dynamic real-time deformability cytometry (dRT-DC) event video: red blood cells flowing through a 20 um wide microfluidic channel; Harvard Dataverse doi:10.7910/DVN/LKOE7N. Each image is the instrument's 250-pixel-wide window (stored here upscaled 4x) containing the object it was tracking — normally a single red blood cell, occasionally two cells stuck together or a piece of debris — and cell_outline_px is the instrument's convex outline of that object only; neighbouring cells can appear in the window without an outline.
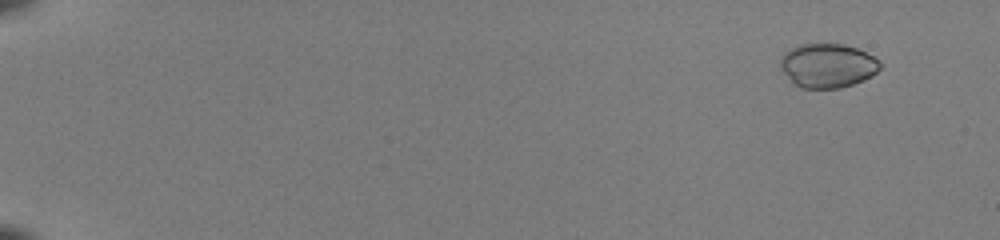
{"species": "common noctule bat (a hibernating species)", "species_latin": "Nyctalus noctula", "temperature_condition": "room temperature", "stored_images_in_passage": 53, "camera_frame_rate_fps": 3000, "um_per_image_px": 0.085, "animal": {"sex": "female", "body_mass_g": 22.0, "forearm_length_mm": 56.7}, "frame": {"image": 1, "passage_image": 5, "time_ms": 1.333, "image_size_px": [1000, 240], "cell_outline_px": [[884, 64], [872, 76], [864, 80], [840, 88], [800, 88], [792, 84], [780, 68], [780, 60], [784, 52], [800, 44], [844, 44], [860, 48], [880, 60]], "centroid_in_image_um": [70.37, 5.57], "position_along_channel_um": 14.6, "area_um2": 26.07}}
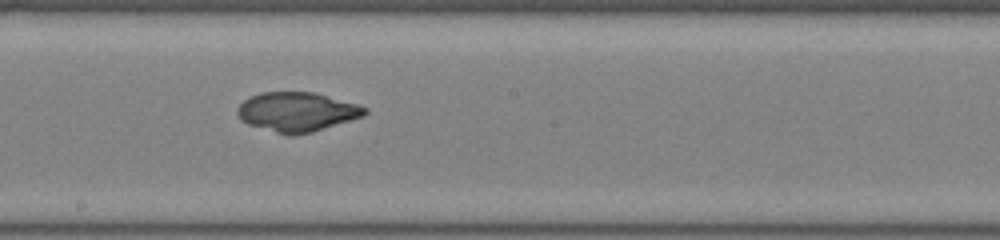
{"frame": {"image": 2, "passage_image": 33, "time_ms": 10.667, "image_size_px": [1000, 240], "cell_outline_px": [[368, 112], [364, 116], [312, 132], [292, 136], [288, 136], [248, 124], [240, 120], [236, 112], [236, 108], [248, 96], [260, 92], [312, 92], [356, 104], [368, 108]], "centroid_in_image_um": [25.2, 9.51], "position_along_channel_um": 223.0, "area_um2": 29.25}}
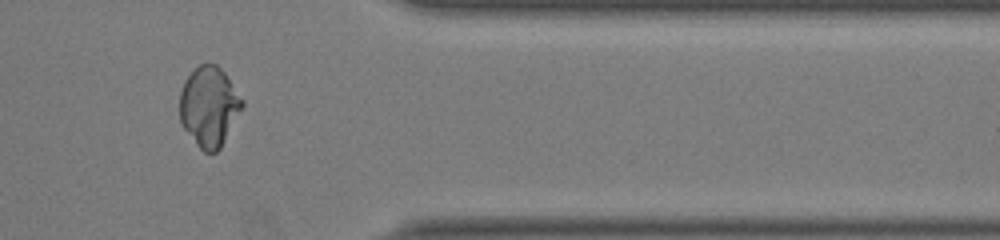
{"frame": {"image": 3, "passage_image": 46, "time_ms": 15.0, "image_size_px": [1000, 240], "cell_outline_px": [[244, 108], [220, 148], [216, 152], [204, 152], [196, 144], [184, 128], [180, 120], [180, 92], [184, 80], [200, 64], [216, 64], [224, 72], [244, 100]], "centroid_in_image_um": [17.8, 9.06], "position_along_channel_um": 393.6, "area_um2": 29.07}}